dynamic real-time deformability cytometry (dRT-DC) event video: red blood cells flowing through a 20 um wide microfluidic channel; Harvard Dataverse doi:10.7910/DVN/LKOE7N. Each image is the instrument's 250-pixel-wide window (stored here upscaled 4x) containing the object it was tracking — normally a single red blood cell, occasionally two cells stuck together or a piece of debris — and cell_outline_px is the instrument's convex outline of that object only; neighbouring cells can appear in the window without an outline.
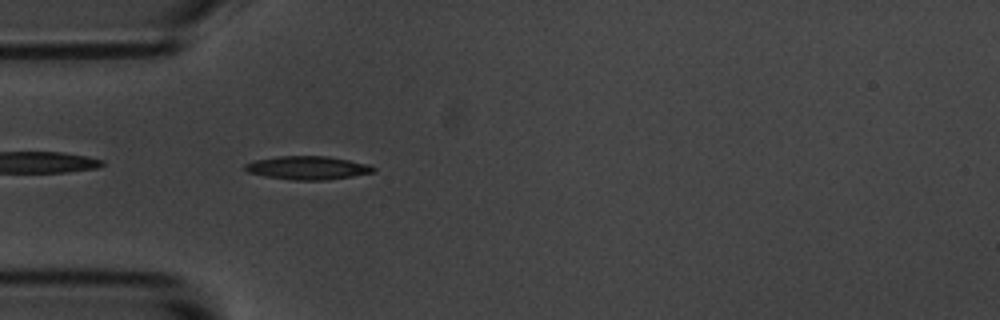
{"species": "common noctule bat (a hibernating species)", "species_latin": "Nyctalus noctula", "temperature_condition": "room temperature", "stored_images_in_passage": 4, "camera_frame_rate_fps": 3000, "um_per_image_px": 0.085, "animal": {"sex": "male", "body_mass_g": 20.1, "forearm_length_mm": 53.5}, "frame": {"image": 1, "passage_image": 4, "time_ms": 4.333, "image_size_px": [1000, 320], "cell_outline_px": [[376, 172], [328, 180], [292, 180], [264, 176], [248, 172], [244, 168], [244, 164], [256, 160], [276, 156], [328, 156], [368, 164], [376, 168]], "centroid_in_image_um": [26.16, 14.27], "position_along_channel_um": 58.8, "area_um2": 17.57}}